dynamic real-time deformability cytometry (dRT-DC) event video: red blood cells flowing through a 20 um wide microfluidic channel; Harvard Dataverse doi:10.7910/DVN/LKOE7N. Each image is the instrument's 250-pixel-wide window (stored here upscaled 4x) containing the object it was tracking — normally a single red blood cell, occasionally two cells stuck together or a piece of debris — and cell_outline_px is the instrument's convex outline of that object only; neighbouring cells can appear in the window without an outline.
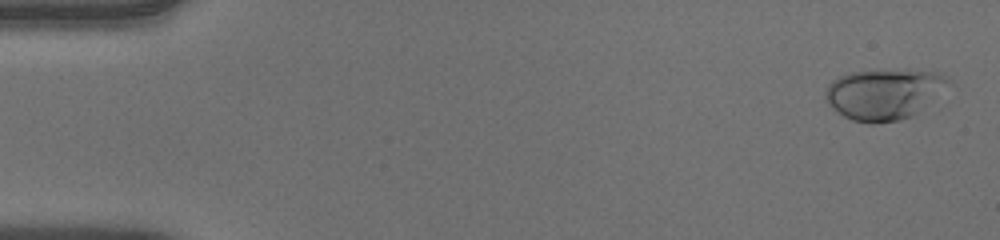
{"species": "human", "species_latin": "Homo sapiens", "temperature_condition": "warm", "stored_images_in_passage": 52, "camera_frame_rate_fps": 3000, "um_per_image_px": 0.085, "donor": {"sex": "male"}, "frame": {"image": 1, "passage_image": 2, "time_ms": 0.333, "image_size_px": [1000, 240], "cell_outline_px": [[956, 84], [912, 116], [900, 120], [852, 120], [844, 116], [832, 108], [824, 100], [824, 92], [828, 84], [832, 80], [848, 72], [940, 72], [948, 76]], "centroid_in_image_um": [75.21, 7.98], "position_along_channel_um": 9.8, "area_um2": 35.72}}
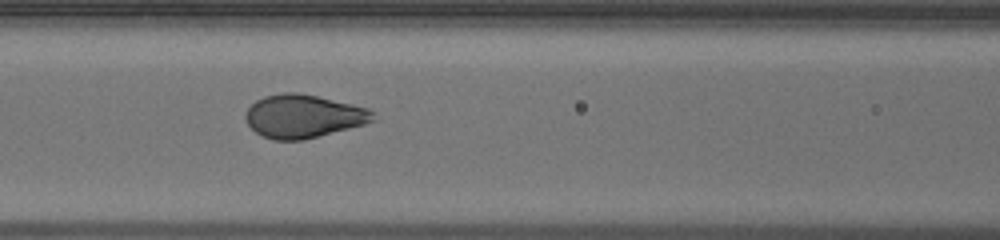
{"frame": {"image": 2, "passage_image": 23, "time_ms": 7.333, "image_size_px": [1000, 240], "cell_outline_px": [[376, 120], [364, 124], [304, 140], [272, 140], [256, 132], [248, 124], [244, 116], [244, 112], [256, 100], [264, 96], [284, 92], [296, 92], [316, 96], [352, 104], [368, 108], [372, 112]], "centroid_in_image_um": [25.76, 9.88], "position_along_channel_um": 140.8, "area_um2": 31.96}}
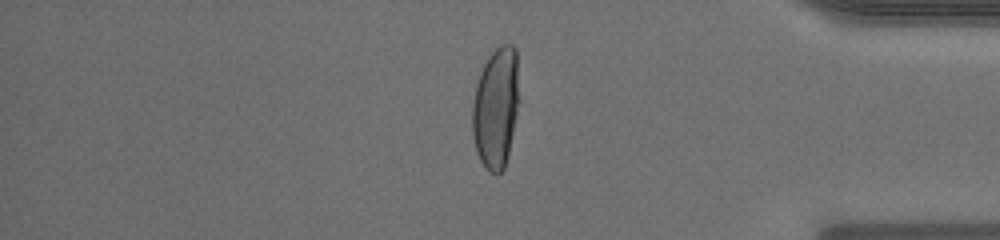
{"frame": {"image": 3, "passage_image": 44, "time_ms": 14.333, "image_size_px": [1000, 240], "cell_outline_px": [[520, 100], [508, 156], [504, 168], [496, 176], [488, 172], [484, 168], [476, 152], [472, 136], [472, 104], [476, 84], [480, 72], [484, 64], [492, 52], [500, 44], [512, 44], [516, 48]], "centroid_in_image_um": [42.16, 9.18], "position_along_channel_um": 393.0, "area_um2": 33.76}, "authors_computed_cell_mechanics": {"area_um2": 33.0616, "velocity_mm_per_s": 3.9461, "shape_relaxation_time_tau1_ms": 5.4753, "shape_relaxation_time_tau2_ms": null, "deformation_change_tau1": 0.2601, "deformation_change_tau2": null}}